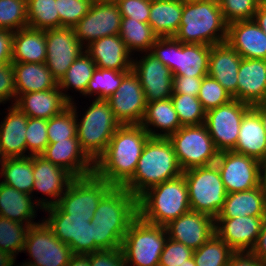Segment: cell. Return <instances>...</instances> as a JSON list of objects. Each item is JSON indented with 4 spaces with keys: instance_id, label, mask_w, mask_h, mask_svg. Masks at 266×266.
Masks as SVG:
<instances>
[{
    "instance_id": "cell-1",
    "label": "cell",
    "mask_w": 266,
    "mask_h": 266,
    "mask_svg": "<svg viewBox=\"0 0 266 266\" xmlns=\"http://www.w3.org/2000/svg\"><path fill=\"white\" fill-rule=\"evenodd\" d=\"M150 137L140 124L121 125L94 163V174L112 186L123 187L133 177Z\"/></svg>"
},
{
    "instance_id": "cell-2",
    "label": "cell",
    "mask_w": 266,
    "mask_h": 266,
    "mask_svg": "<svg viewBox=\"0 0 266 266\" xmlns=\"http://www.w3.org/2000/svg\"><path fill=\"white\" fill-rule=\"evenodd\" d=\"M137 216V198L124 187L113 186L100 200L91 220L96 225V252L121 248Z\"/></svg>"
},
{
    "instance_id": "cell-3",
    "label": "cell",
    "mask_w": 266,
    "mask_h": 266,
    "mask_svg": "<svg viewBox=\"0 0 266 266\" xmlns=\"http://www.w3.org/2000/svg\"><path fill=\"white\" fill-rule=\"evenodd\" d=\"M182 173L170 140L150 137L143 148L133 177L123 187L138 198L147 189L178 178Z\"/></svg>"
},
{
    "instance_id": "cell-4",
    "label": "cell",
    "mask_w": 266,
    "mask_h": 266,
    "mask_svg": "<svg viewBox=\"0 0 266 266\" xmlns=\"http://www.w3.org/2000/svg\"><path fill=\"white\" fill-rule=\"evenodd\" d=\"M227 30L218 0L183 2L179 30L174 37L181 43L212 46L226 42Z\"/></svg>"
},
{
    "instance_id": "cell-5",
    "label": "cell",
    "mask_w": 266,
    "mask_h": 266,
    "mask_svg": "<svg viewBox=\"0 0 266 266\" xmlns=\"http://www.w3.org/2000/svg\"><path fill=\"white\" fill-rule=\"evenodd\" d=\"M138 216L151 224L166 226L190 211L188 186L183 175L157 184L137 198Z\"/></svg>"
},
{
    "instance_id": "cell-6",
    "label": "cell",
    "mask_w": 266,
    "mask_h": 266,
    "mask_svg": "<svg viewBox=\"0 0 266 266\" xmlns=\"http://www.w3.org/2000/svg\"><path fill=\"white\" fill-rule=\"evenodd\" d=\"M76 103L71 102L77 120V139L81 149L95 163L105 152L109 141L121 126L107 100L93 99L92 104L78 119ZM80 122H79V121Z\"/></svg>"
},
{
    "instance_id": "cell-7",
    "label": "cell",
    "mask_w": 266,
    "mask_h": 266,
    "mask_svg": "<svg viewBox=\"0 0 266 266\" xmlns=\"http://www.w3.org/2000/svg\"><path fill=\"white\" fill-rule=\"evenodd\" d=\"M211 46L181 43L175 37H158L150 53L167 66L173 76L205 77Z\"/></svg>"
},
{
    "instance_id": "cell-8",
    "label": "cell",
    "mask_w": 266,
    "mask_h": 266,
    "mask_svg": "<svg viewBox=\"0 0 266 266\" xmlns=\"http://www.w3.org/2000/svg\"><path fill=\"white\" fill-rule=\"evenodd\" d=\"M167 239L165 226L148 223L137 216L122 242L126 266H159Z\"/></svg>"
},
{
    "instance_id": "cell-9",
    "label": "cell",
    "mask_w": 266,
    "mask_h": 266,
    "mask_svg": "<svg viewBox=\"0 0 266 266\" xmlns=\"http://www.w3.org/2000/svg\"><path fill=\"white\" fill-rule=\"evenodd\" d=\"M182 175L188 186L190 209L216 219L227 195L217 165L191 168Z\"/></svg>"
},
{
    "instance_id": "cell-10",
    "label": "cell",
    "mask_w": 266,
    "mask_h": 266,
    "mask_svg": "<svg viewBox=\"0 0 266 266\" xmlns=\"http://www.w3.org/2000/svg\"><path fill=\"white\" fill-rule=\"evenodd\" d=\"M168 139L172 143L182 171L215 164L218 158L219 151L204 123L182 126Z\"/></svg>"
},
{
    "instance_id": "cell-11",
    "label": "cell",
    "mask_w": 266,
    "mask_h": 266,
    "mask_svg": "<svg viewBox=\"0 0 266 266\" xmlns=\"http://www.w3.org/2000/svg\"><path fill=\"white\" fill-rule=\"evenodd\" d=\"M43 210L49 215L44 218L45 223L61 242L70 247L72 254L96 252V225L90 218L70 217L57 204Z\"/></svg>"
},
{
    "instance_id": "cell-12",
    "label": "cell",
    "mask_w": 266,
    "mask_h": 266,
    "mask_svg": "<svg viewBox=\"0 0 266 266\" xmlns=\"http://www.w3.org/2000/svg\"><path fill=\"white\" fill-rule=\"evenodd\" d=\"M112 187L95 174L74 178L59 198L57 205L65 213L70 214V217L92 220L100 200Z\"/></svg>"
},
{
    "instance_id": "cell-13",
    "label": "cell",
    "mask_w": 266,
    "mask_h": 266,
    "mask_svg": "<svg viewBox=\"0 0 266 266\" xmlns=\"http://www.w3.org/2000/svg\"><path fill=\"white\" fill-rule=\"evenodd\" d=\"M30 225L26 234L23 251H27L31 261L29 266H67L73 255L70 247L61 242L44 220Z\"/></svg>"
},
{
    "instance_id": "cell-14",
    "label": "cell",
    "mask_w": 266,
    "mask_h": 266,
    "mask_svg": "<svg viewBox=\"0 0 266 266\" xmlns=\"http://www.w3.org/2000/svg\"><path fill=\"white\" fill-rule=\"evenodd\" d=\"M251 107L232 99L206 112L204 124L219 152L232 151L235 148L242 118Z\"/></svg>"
},
{
    "instance_id": "cell-15",
    "label": "cell",
    "mask_w": 266,
    "mask_h": 266,
    "mask_svg": "<svg viewBox=\"0 0 266 266\" xmlns=\"http://www.w3.org/2000/svg\"><path fill=\"white\" fill-rule=\"evenodd\" d=\"M215 164L227 194L247 191L263 183L261 162L253 157L221 151Z\"/></svg>"
},
{
    "instance_id": "cell-16",
    "label": "cell",
    "mask_w": 266,
    "mask_h": 266,
    "mask_svg": "<svg viewBox=\"0 0 266 266\" xmlns=\"http://www.w3.org/2000/svg\"><path fill=\"white\" fill-rule=\"evenodd\" d=\"M121 18L118 4L93 1L88 13L73 27L75 37L85 48L99 38L119 35Z\"/></svg>"
},
{
    "instance_id": "cell-17",
    "label": "cell",
    "mask_w": 266,
    "mask_h": 266,
    "mask_svg": "<svg viewBox=\"0 0 266 266\" xmlns=\"http://www.w3.org/2000/svg\"><path fill=\"white\" fill-rule=\"evenodd\" d=\"M46 65L59 82L76 58L85 48L75 37L73 28H54L45 30Z\"/></svg>"
},
{
    "instance_id": "cell-18",
    "label": "cell",
    "mask_w": 266,
    "mask_h": 266,
    "mask_svg": "<svg viewBox=\"0 0 266 266\" xmlns=\"http://www.w3.org/2000/svg\"><path fill=\"white\" fill-rule=\"evenodd\" d=\"M107 101L121 125L143 121L147 102L141 83L132 70L123 77L118 90Z\"/></svg>"
},
{
    "instance_id": "cell-19",
    "label": "cell",
    "mask_w": 266,
    "mask_h": 266,
    "mask_svg": "<svg viewBox=\"0 0 266 266\" xmlns=\"http://www.w3.org/2000/svg\"><path fill=\"white\" fill-rule=\"evenodd\" d=\"M132 71L141 83L147 103L171 98L174 76L153 54L146 52L142 59H133Z\"/></svg>"
},
{
    "instance_id": "cell-20",
    "label": "cell",
    "mask_w": 266,
    "mask_h": 266,
    "mask_svg": "<svg viewBox=\"0 0 266 266\" xmlns=\"http://www.w3.org/2000/svg\"><path fill=\"white\" fill-rule=\"evenodd\" d=\"M33 177L34 185L32 193L37 190L45 196L51 197L50 200L48 198L35 200L42 210L56 205L59 198L65 193L70 182L74 179L64 168L53 164L41 155L33 156Z\"/></svg>"
},
{
    "instance_id": "cell-21",
    "label": "cell",
    "mask_w": 266,
    "mask_h": 266,
    "mask_svg": "<svg viewBox=\"0 0 266 266\" xmlns=\"http://www.w3.org/2000/svg\"><path fill=\"white\" fill-rule=\"evenodd\" d=\"M266 217L216 218L215 233L235 252H251Z\"/></svg>"
},
{
    "instance_id": "cell-22",
    "label": "cell",
    "mask_w": 266,
    "mask_h": 266,
    "mask_svg": "<svg viewBox=\"0 0 266 266\" xmlns=\"http://www.w3.org/2000/svg\"><path fill=\"white\" fill-rule=\"evenodd\" d=\"M168 238L197 250L215 234V219L207 214L188 211L165 226Z\"/></svg>"
},
{
    "instance_id": "cell-23",
    "label": "cell",
    "mask_w": 266,
    "mask_h": 266,
    "mask_svg": "<svg viewBox=\"0 0 266 266\" xmlns=\"http://www.w3.org/2000/svg\"><path fill=\"white\" fill-rule=\"evenodd\" d=\"M41 156L64 168L74 178L94 174V162L81 149L77 138L49 143Z\"/></svg>"
},
{
    "instance_id": "cell-24",
    "label": "cell",
    "mask_w": 266,
    "mask_h": 266,
    "mask_svg": "<svg viewBox=\"0 0 266 266\" xmlns=\"http://www.w3.org/2000/svg\"><path fill=\"white\" fill-rule=\"evenodd\" d=\"M226 42L242 58L266 60V34L254 19L229 24Z\"/></svg>"
},
{
    "instance_id": "cell-25",
    "label": "cell",
    "mask_w": 266,
    "mask_h": 266,
    "mask_svg": "<svg viewBox=\"0 0 266 266\" xmlns=\"http://www.w3.org/2000/svg\"><path fill=\"white\" fill-rule=\"evenodd\" d=\"M241 59L242 57L227 42L211 46L207 75L216 79L234 99H237Z\"/></svg>"
},
{
    "instance_id": "cell-26",
    "label": "cell",
    "mask_w": 266,
    "mask_h": 266,
    "mask_svg": "<svg viewBox=\"0 0 266 266\" xmlns=\"http://www.w3.org/2000/svg\"><path fill=\"white\" fill-rule=\"evenodd\" d=\"M97 68L131 71L132 56L119 35L102 37L85 47Z\"/></svg>"
},
{
    "instance_id": "cell-27",
    "label": "cell",
    "mask_w": 266,
    "mask_h": 266,
    "mask_svg": "<svg viewBox=\"0 0 266 266\" xmlns=\"http://www.w3.org/2000/svg\"><path fill=\"white\" fill-rule=\"evenodd\" d=\"M266 99V60L242 58L238 70L237 100L253 106Z\"/></svg>"
},
{
    "instance_id": "cell-28",
    "label": "cell",
    "mask_w": 266,
    "mask_h": 266,
    "mask_svg": "<svg viewBox=\"0 0 266 266\" xmlns=\"http://www.w3.org/2000/svg\"><path fill=\"white\" fill-rule=\"evenodd\" d=\"M24 114L30 118L50 119L70 106L59 87L39 92L21 94L15 101Z\"/></svg>"
},
{
    "instance_id": "cell-29",
    "label": "cell",
    "mask_w": 266,
    "mask_h": 266,
    "mask_svg": "<svg viewBox=\"0 0 266 266\" xmlns=\"http://www.w3.org/2000/svg\"><path fill=\"white\" fill-rule=\"evenodd\" d=\"M7 111L0 124V149L6 158L28 157L25 139L28 116L15 104Z\"/></svg>"
},
{
    "instance_id": "cell-30",
    "label": "cell",
    "mask_w": 266,
    "mask_h": 266,
    "mask_svg": "<svg viewBox=\"0 0 266 266\" xmlns=\"http://www.w3.org/2000/svg\"><path fill=\"white\" fill-rule=\"evenodd\" d=\"M266 217V183L241 192L228 193L216 218Z\"/></svg>"
},
{
    "instance_id": "cell-31",
    "label": "cell",
    "mask_w": 266,
    "mask_h": 266,
    "mask_svg": "<svg viewBox=\"0 0 266 266\" xmlns=\"http://www.w3.org/2000/svg\"><path fill=\"white\" fill-rule=\"evenodd\" d=\"M235 153L262 161L266 156V130L259 114L251 107L243 116Z\"/></svg>"
},
{
    "instance_id": "cell-32",
    "label": "cell",
    "mask_w": 266,
    "mask_h": 266,
    "mask_svg": "<svg viewBox=\"0 0 266 266\" xmlns=\"http://www.w3.org/2000/svg\"><path fill=\"white\" fill-rule=\"evenodd\" d=\"M45 30L29 27L13 32L12 63H45Z\"/></svg>"
},
{
    "instance_id": "cell-33",
    "label": "cell",
    "mask_w": 266,
    "mask_h": 266,
    "mask_svg": "<svg viewBox=\"0 0 266 266\" xmlns=\"http://www.w3.org/2000/svg\"><path fill=\"white\" fill-rule=\"evenodd\" d=\"M31 197L30 194L0 182V216L26 225L37 224L32 220L40 205Z\"/></svg>"
},
{
    "instance_id": "cell-34",
    "label": "cell",
    "mask_w": 266,
    "mask_h": 266,
    "mask_svg": "<svg viewBox=\"0 0 266 266\" xmlns=\"http://www.w3.org/2000/svg\"><path fill=\"white\" fill-rule=\"evenodd\" d=\"M140 125L151 137L163 138H168L182 127L171 98L147 103L145 116ZM158 128L161 130L160 133L157 132Z\"/></svg>"
},
{
    "instance_id": "cell-35",
    "label": "cell",
    "mask_w": 266,
    "mask_h": 266,
    "mask_svg": "<svg viewBox=\"0 0 266 266\" xmlns=\"http://www.w3.org/2000/svg\"><path fill=\"white\" fill-rule=\"evenodd\" d=\"M16 99L24 93L39 92L58 87V81L46 63H13Z\"/></svg>"
},
{
    "instance_id": "cell-36",
    "label": "cell",
    "mask_w": 266,
    "mask_h": 266,
    "mask_svg": "<svg viewBox=\"0 0 266 266\" xmlns=\"http://www.w3.org/2000/svg\"><path fill=\"white\" fill-rule=\"evenodd\" d=\"M182 0H151L149 25L158 37H174L182 18Z\"/></svg>"
},
{
    "instance_id": "cell-37",
    "label": "cell",
    "mask_w": 266,
    "mask_h": 266,
    "mask_svg": "<svg viewBox=\"0 0 266 266\" xmlns=\"http://www.w3.org/2000/svg\"><path fill=\"white\" fill-rule=\"evenodd\" d=\"M30 225L0 216V266H13L22 252Z\"/></svg>"
},
{
    "instance_id": "cell-38",
    "label": "cell",
    "mask_w": 266,
    "mask_h": 266,
    "mask_svg": "<svg viewBox=\"0 0 266 266\" xmlns=\"http://www.w3.org/2000/svg\"><path fill=\"white\" fill-rule=\"evenodd\" d=\"M0 176L4 178L1 183L30 194L33 198V156L6 158Z\"/></svg>"
},
{
    "instance_id": "cell-39",
    "label": "cell",
    "mask_w": 266,
    "mask_h": 266,
    "mask_svg": "<svg viewBox=\"0 0 266 266\" xmlns=\"http://www.w3.org/2000/svg\"><path fill=\"white\" fill-rule=\"evenodd\" d=\"M96 68L95 62L85 51L68 68L65 75L58 82V87L70 103L73 102V98L69 94H66L68 89L74 88L75 91L77 90L85 96L88 82L91 80Z\"/></svg>"
},
{
    "instance_id": "cell-40",
    "label": "cell",
    "mask_w": 266,
    "mask_h": 266,
    "mask_svg": "<svg viewBox=\"0 0 266 266\" xmlns=\"http://www.w3.org/2000/svg\"><path fill=\"white\" fill-rule=\"evenodd\" d=\"M119 36L131 54L135 53L134 51L150 52L152 45L158 39L149 23L138 22L128 17L121 18Z\"/></svg>"
},
{
    "instance_id": "cell-41",
    "label": "cell",
    "mask_w": 266,
    "mask_h": 266,
    "mask_svg": "<svg viewBox=\"0 0 266 266\" xmlns=\"http://www.w3.org/2000/svg\"><path fill=\"white\" fill-rule=\"evenodd\" d=\"M235 252L216 233L193 252L196 266H227Z\"/></svg>"
},
{
    "instance_id": "cell-42",
    "label": "cell",
    "mask_w": 266,
    "mask_h": 266,
    "mask_svg": "<svg viewBox=\"0 0 266 266\" xmlns=\"http://www.w3.org/2000/svg\"><path fill=\"white\" fill-rule=\"evenodd\" d=\"M28 27L46 30L60 28L57 0H27Z\"/></svg>"
},
{
    "instance_id": "cell-43",
    "label": "cell",
    "mask_w": 266,
    "mask_h": 266,
    "mask_svg": "<svg viewBox=\"0 0 266 266\" xmlns=\"http://www.w3.org/2000/svg\"><path fill=\"white\" fill-rule=\"evenodd\" d=\"M129 71H116L112 69L96 68L91 80L88 82L85 96L95 95V99L107 100L120 86L123 77Z\"/></svg>"
},
{
    "instance_id": "cell-44",
    "label": "cell",
    "mask_w": 266,
    "mask_h": 266,
    "mask_svg": "<svg viewBox=\"0 0 266 266\" xmlns=\"http://www.w3.org/2000/svg\"><path fill=\"white\" fill-rule=\"evenodd\" d=\"M171 101L181 126L200 125L205 122L206 111L198 97L188 94H172Z\"/></svg>"
},
{
    "instance_id": "cell-45",
    "label": "cell",
    "mask_w": 266,
    "mask_h": 266,
    "mask_svg": "<svg viewBox=\"0 0 266 266\" xmlns=\"http://www.w3.org/2000/svg\"><path fill=\"white\" fill-rule=\"evenodd\" d=\"M26 27L27 0H0V29L14 32Z\"/></svg>"
},
{
    "instance_id": "cell-46",
    "label": "cell",
    "mask_w": 266,
    "mask_h": 266,
    "mask_svg": "<svg viewBox=\"0 0 266 266\" xmlns=\"http://www.w3.org/2000/svg\"><path fill=\"white\" fill-rule=\"evenodd\" d=\"M76 130L77 120L74 109L71 106L47 120L49 143H56L68 138H77Z\"/></svg>"
},
{
    "instance_id": "cell-47",
    "label": "cell",
    "mask_w": 266,
    "mask_h": 266,
    "mask_svg": "<svg viewBox=\"0 0 266 266\" xmlns=\"http://www.w3.org/2000/svg\"><path fill=\"white\" fill-rule=\"evenodd\" d=\"M223 18L227 25L251 20L261 0H218Z\"/></svg>"
},
{
    "instance_id": "cell-48",
    "label": "cell",
    "mask_w": 266,
    "mask_h": 266,
    "mask_svg": "<svg viewBox=\"0 0 266 266\" xmlns=\"http://www.w3.org/2000/svg\"><path fill=\"white\" fill-rule=\"evenodd\" d=\"M203 109L207 112L234 99L216 79L206 75L202 79L198 94Z\"/></svg>"
},
{
    "instance_id": "cell-49",
    "label": "cell",
    "mask_w": 266,
    "mask_h": 266,
    "mask_svg": "<svg viewBox=\"0 0 266 266\" xmlns=\"http://www.w3.org/2000/svg\"><path fill=\"white\" fill-rule=\"evenodd\" d=\"M25 139L28 156L41 155L49 144L47 119L28 117Z\"/></svg>"
},
{
    "instance_id": "cell-50",
    "label": "cell",
    "mask_w": 266,
    "mask_h": 266,
    "mask_svg": "<svg viewBox=\"0 0 266 266\" xmlns=\"http://www.w3.org/2000/svg\"><path fill=\"white\" fill-rule=\"evenodd\" d=\"M93 0H57L60 28H73L85 16Z\"/></svg>"
},
{
    "instance_id": "cell-51",
    "label": "cell",
    "mask_w": 266,
    "mask_h": 266,
    "mask_svg": "<svg viewBox=\"0 0 266 266\" xmlns=\"http://www.w3.org/2000/svg\"><path fill=\"white\" fill-rule=\"evenodd\" d=\"M193 252L183 243L168 238L160 255L159 266H181L185 260L193 257Z\"/></svg>"
},
{
    "instance_id": "cell-52",
    "label": "cell",
    "mask_w": 266,
    "mask_h": 266,
    "mask_svg": "<svg viewBox=\"0 0 266 266\" xmlns=\"http://www.w3.org/2000/svg\"><path fill=\"white\" fill-rule=\"evenodd\" d=\"M118 5L121 17H128L138 22L148 23L151 0H122Z\"/></svg>"
},
{
    "instance_id": "cell-53",
    "label": "cell",
    "mask_w": 266,
    "mask_h": 266,
    "mask_svg": "<svg viewBox=\"0 0 266 266\" xmlns=\"http://www.w3.org/2000/svg\"><path fill=\"white\" fill-rule=\"evenodd\" d=\"M11 100L16 101V88L13 63L0 65V104Z\"/></svg>"
},
{
    "instance_id": "cell-54",
    "label": "cell",
    "mask_w": 266,
    "mask_h": 266,
    "mask_svg": "<svg viewBox=\"0 0 266 266\" xmlns=\"http://www.w3.org/2000/svg\"><path fill=\"white\" fill-rule=\"evenodd\" d=\"M90 266H126L121 248L89 254Z\"/></svg>"
},
{
    "instance_id": "cell-55",
    "label": "cell",
    "mask_w": 266,
    "mask_h": 266,
    "mask_svg": "<svg viewBox=\"0 0 266 266\" xmlns=\"http://www.w3.org/2000/svg\"><path fill=\"white\" fill-rule=\"evenodd\" d=\"M203 77H173V93L172 94H188L198 97Z\"/></svg>"
},
{
    "instance_id": "cell-56",
    "label": "cell",
    "mask_w": 266,
    "mask_h": 266,
    "mask_svg": "<svg viewBox=\"0 0 266 266\" xmlns=\"http://www.w3.org/2000/svg\"><path fill=\"white\" fill-rule=\"evenodd\" d=\"M13 31L0 29V65L12 63Z\"/></svg>"
},
{
    "instance_id": "cell-57",
    "label": "cell",
    "mask_w": 266,
    "mask_h": 266,
    "mask_svg": "<svg viewBox=\"0 0 266 266\" xmlns=\"http://www.w3.org/2000/svg\"><path fill=\"white\" fill-rule=\"evenodd\" d=\"M227 266H266V263L260 261L250 252L235 253Z\"/></svg>"
},
{
    "instance_id": "cell-58",
    "label": "cell",
    "mask_w": 266,
    "mask_h": 266,
    "mask_svg": "<svg viewBox=\"0 0 266 266\" xmlns=\"http://www.w3.org/2000/svg\"><path fill=\"white\" fill-rule=\"evenodd\" d=\"M250 253L260 261L266 263V221L264 222L257 241Z\"/></svg>"
},
{
    "instance_id": "cell-59",
    "label": "cell",
    "mask_w": 266,
    "mask_h": 266,
    "mask_svg": "<svg viewBox=\"0 0 266 266\" xmlns=\"http://www.w3.org/2000/svg\"><path fill=\"white\" fill-rule=\"evenodd\" d=\"M253 19L266 34V2L264 0L259 2Z\"/></svg>"
},
{
    "instance_id": "cell-60",
    "label": "cell",
    "mask_w": 266,
    "mask_h": 266,
    "mask_svg": "<svg viewBox=\"0 0 266 266\" xmlns=\"http://www.w3.org/2000/svg\"><path fill=\"white\" fill-rule=\"evenodd\" d=\"M67 266H90L89 254H73L69 259Z\"/></svg>"
},
{
    "instance_id": "cell-61",
    "label": "cell",
    "mask_w": 266,
    "mask_h": 266,
    "mask_svg": "<svg viewBox=\"0 0 266 266\" xmlns=\"http://www.w3.org/2000/svg\"><path fill=\"white\" fill-rule=\"evenodd\" d=\"M252 108L259 114L263 127L266 130V102L255 104Z\"/></svg>"
},
{
    "instance_id": "cell-62",
    "label": "cell",
    "mask_w": 266,
    "mask_h": 266,
    "mask_svg": "<svg viewBox=\"0 0 266 266\" xmlns=\"http://www.w3.org/2000/svg\"><path fill=\"white\" fill-rule=\"evenodd\" d=\"M261 170H262V179H263V182L266 183V156L261 161Z\"/></svg>"
},
{
    "instance_id": "cell-63",
    "label": "cell",
    "mask_w": 266,
    "mask_h": 266,
    "mask_svg": "<svg viewBox=\"0 0 266 266\" xmlns=\"http://www.w3.org/2000/svg\"><path fill=\"white\" fill-rule=\"evenodd\" d=\"M99 3H106V4H119L122 0H93Z\"/></svg>"
},
{
    "instance_id": "cell-64",
    "label": "cell",
    "mask_w": 266,
    "mask_h": 266,
    "mask_svg": "<svg viewBox=\"0 0 266 266\" xmlns=\"http://www.w3.org/2000/svg\"><path fill=\"white\" fill-rule=\"evenodd\" d=\"M181 266H196V263L194 261V258H190L188 260H185V262Z\"/></svg>"
},
{
    "instance_id": "cell-65",
    "label": "cell",
    "mask_w": 266,
    "mask_h": 266,
    "mask_svg": "<svg viewBox=\"0 0 266 266\" xmlns=\"http://www.w3.org/2000/svg\"><path fill=\"white\" fill-rule=\"evenodd\" d=\"M6 157L3 155L2 153V150L0 149V171H1V168L3 167L4 165V161H5Z\"/></svg>"
},
{
    "instance_id": "cell-66",
    "label": "cell",
    "mask_w": 266,
    "mask_h": 266,
    "mask_svg": "<svg viewBox=\"0 0 266 266\" xmlns=\"http://www.w3.org/2000/svg\"><path fill=\"white\" fill-rule=\"evenodd\" d=\"M183 2L204 1V0H182Z\"/></svg>"
}]
</instances>
